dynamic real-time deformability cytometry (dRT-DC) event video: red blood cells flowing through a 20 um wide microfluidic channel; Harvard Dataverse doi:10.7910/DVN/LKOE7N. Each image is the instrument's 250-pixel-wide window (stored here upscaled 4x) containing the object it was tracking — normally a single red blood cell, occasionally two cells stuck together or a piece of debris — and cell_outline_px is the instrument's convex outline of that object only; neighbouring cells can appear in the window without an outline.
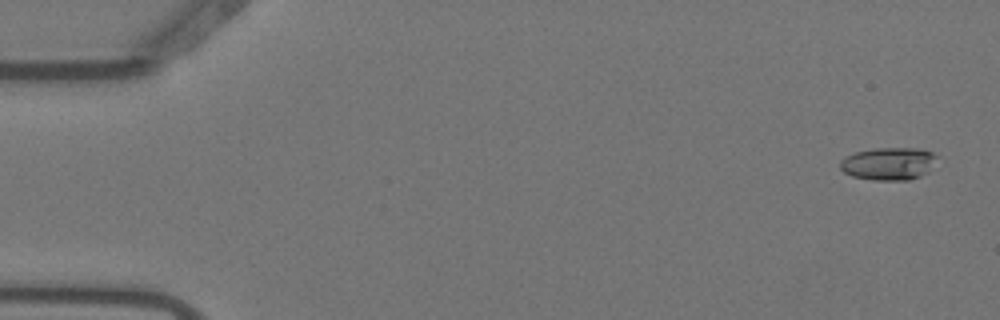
{"species": "Egyptian fruit bat (a non-hibernating species)", "species_latin": "Rousettus aegyptiacus", "temperature_condition": "warm", "stored_images_in_passage": 5, "camera_frame_rate_fps": 3000, "um_per_image_px": 0.085, "animal": {"sex": "female"}, "frame": {"image": 1, "passage_image": 1, "time_ms": 0.0, "image_size_px": [1000, 320], "cell_outline_px": [[940, 156], [928, 172], [920, 176], [908, 180], [872, 180], [852, 176], [844, 172], [840, 168], [840, 160], [856, 152], [872, 148], [916, 148], [932, 152]], "centroid_in_image_um": [75.56, 13.91], "position_along_channel_um": 9.4, "area_um2": 18.55}}
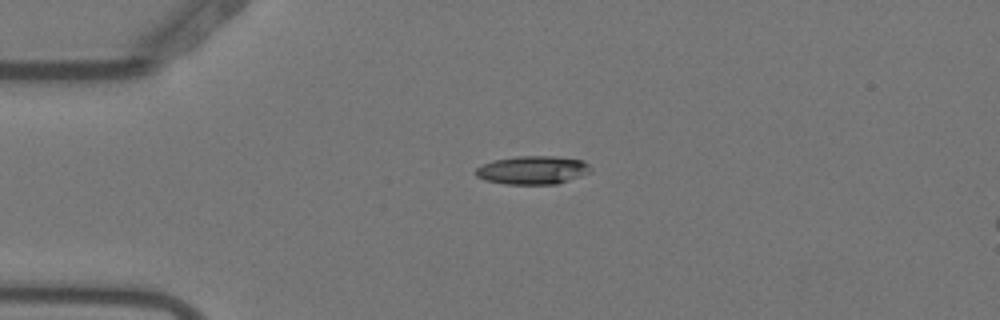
{"frame": {"image": 2, "passage_image": 3, "time_ms": 0.667, "image_size_px": [1000, 320], "cell_outline_px": [[592, 172], [556, 184], [504, 184], [484, 180], [476, 176], [476, 168], [492, 160], [516, 156], [556, 156], [584, 160], [592, 168]], "centroid_in_image_um": [45.29, 14.45], "position_along_channel_um": 39.7, "area_um2": 19.13}}